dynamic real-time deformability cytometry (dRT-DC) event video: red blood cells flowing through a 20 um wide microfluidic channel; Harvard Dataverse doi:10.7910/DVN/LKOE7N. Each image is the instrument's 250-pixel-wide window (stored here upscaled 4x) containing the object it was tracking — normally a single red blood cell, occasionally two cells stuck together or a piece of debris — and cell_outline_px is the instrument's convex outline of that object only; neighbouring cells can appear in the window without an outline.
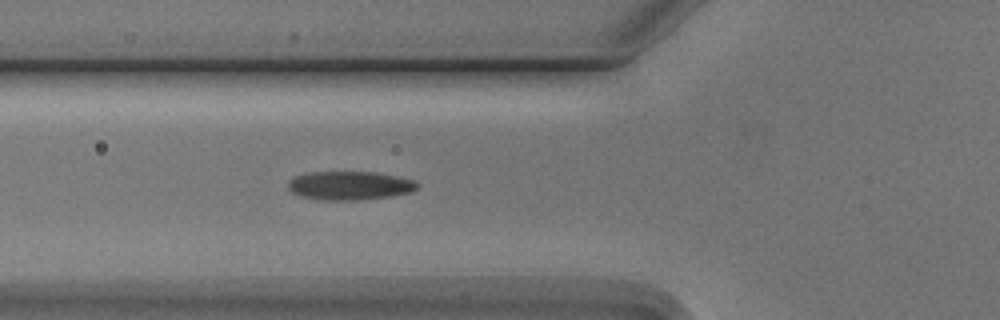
{"species": "Egyptian fruit bat (a non-hibernating species)", "species_latin": "Rousettus aegyptiacus", "temperature_condition": "cold", "stored_images_in_passage": 4, "camera_frame_rate_fps": 3000, "um_per_image_px": 0.085, "animal": {"sex": "male"}, "frame": {"image": 1, "passage_image": 4, "time_ms": 4.333, "image_size_px": [1000, 320], "cell_outline_px": [[420, 184], [412, 192], [392, 196], [360, 200], [320, 200], [300, 196], [292, 192], [288, 188], [288, 180], [296, 176], [308, 172], [372, 172], [396, 176], [416, 180]], "centroid_in_image_um": [29.73, 15.78], "position_along_channel_um": 96.1, "area_um2": 21.73}}